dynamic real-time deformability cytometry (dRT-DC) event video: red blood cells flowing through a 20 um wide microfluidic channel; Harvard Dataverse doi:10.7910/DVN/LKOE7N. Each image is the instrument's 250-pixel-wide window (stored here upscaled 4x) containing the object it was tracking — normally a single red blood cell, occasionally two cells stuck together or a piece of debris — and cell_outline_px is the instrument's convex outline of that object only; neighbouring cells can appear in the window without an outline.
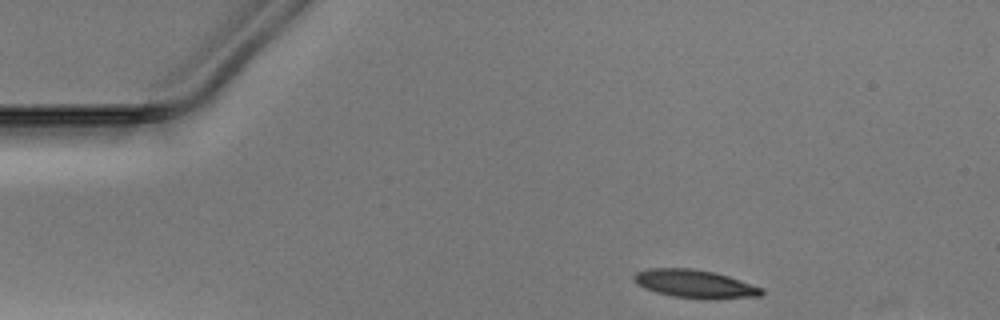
{"species": "Egyptian fruit bat (a non-hibernating species)", "species_latin": "Rousettus aegyptiacus", "temperature_condition": "warm", "stored_images_in_passage": 34, "camera_frame_rate_fps": 3000, "um_per_image_px": 0.085, "animal": {"sex": "male"}, "frame": {"image": 1, "passage_image": 1, "time_ms": 0.0, "image_size_px": [1000, 320], "cell_outline_px": [[764, 292], [760, 296], [672, 296], [656, 292], [644, 288], [632, 276], [636, 272], [648, 268], [692, 268], [716, 272], [764, 288]], "centroid_in_image_um": [59.01, 24.06], "position_along_channel_um": 26.0, "area_um2": 19.83}}
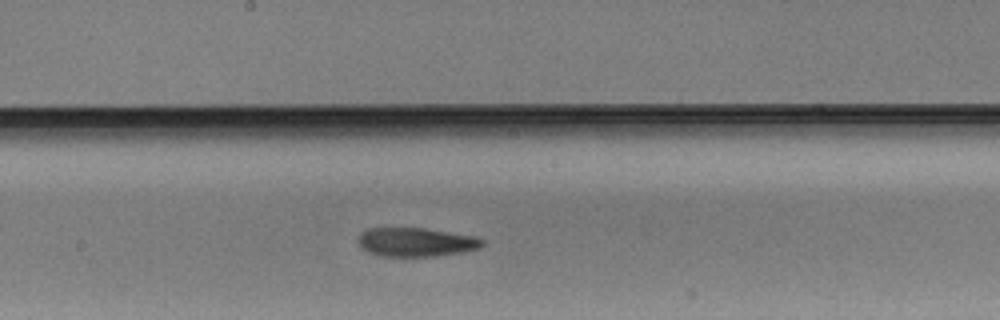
{"frame": {"image": 2, "passage_image": 20, "time_ms": 6.333, "image_size_px": [1000, 320], "cell_outline_px": [[484, 244], [480, 248], [464, 252], [436, 256], [380, 256], [368, 252], [360, 248], [356, 240], [360, 232], [368, 228], [424, 228], [472, 236], [484, 240]], "centroid_in_image_um": [35.3, 20.58], "position_along_channel_um": 212.9, "area_um2": 21.04}}
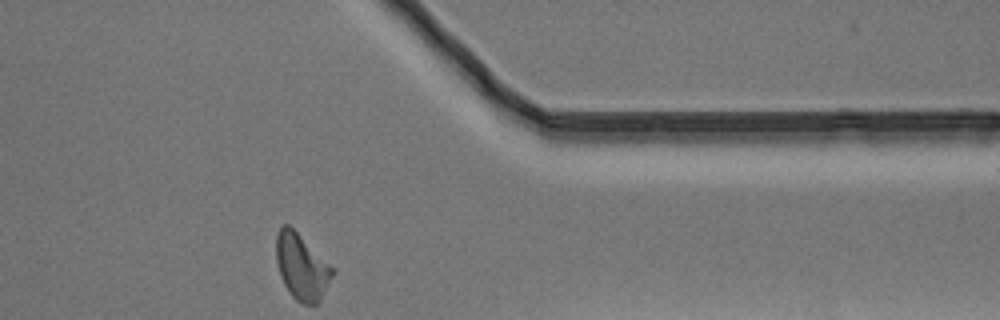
{"frame": {"image": 3, "passage_image": 34, "time_ms": 11.0, "image_size_px": [1000, 320], "cell_outline_px": [[332, 276], [320, 300], [316, 304], [304, 304], [296, 300], [292, 296], [284, 284], [280, 276], [276, 260], [276, 236], [280, 228], [284, 224], [288, 224], [332, 268]], "centroid_in_image_um": [25.59, 22.7], "position_along_channel_um": 385.8, "area_um2": 20.81}}